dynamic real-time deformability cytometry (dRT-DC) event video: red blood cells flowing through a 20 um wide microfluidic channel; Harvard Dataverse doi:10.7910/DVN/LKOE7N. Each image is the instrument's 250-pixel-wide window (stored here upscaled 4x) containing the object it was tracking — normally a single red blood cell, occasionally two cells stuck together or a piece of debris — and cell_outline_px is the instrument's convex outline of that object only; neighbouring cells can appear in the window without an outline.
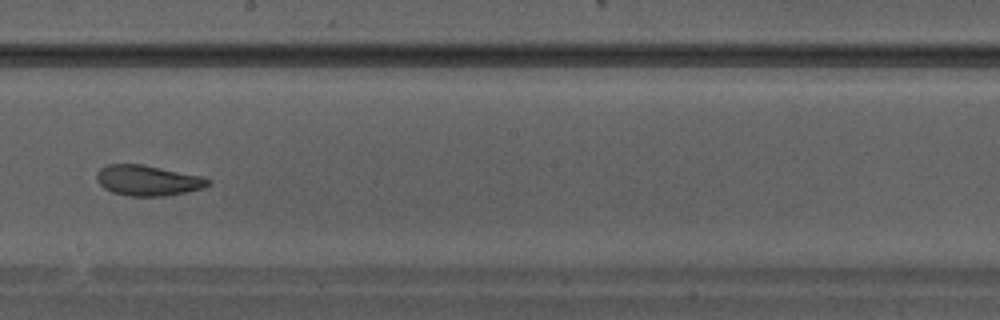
{"species": "Egyptian fruit bat (a non-hibernating species)", "species_latin": "Rousettus aegyptiacus", "temperature_condition": "warm", "stored_images_in_passage": 27, "camera_frame_rate_fps": 3000, "um_per_image_px": 0.085, "animal": {"sex": "male"}, "frame": {"image": 1, "passage_image": 12, "time_ms": 3.667, "image_size_px": [1000, 320], "cell_outline_px": [[212, 184], [204, 188], [164, 196], [132, 196], [112, 192], [104, 188], [96, 180], [96, 172], [100, 168], [108, 164], [144, 164], [200, 176], [212, 180]], "centroid_in_image_um": [12.56, 15.33], "position_along_channel_um": 235.6, "area_um2": 19.83}}